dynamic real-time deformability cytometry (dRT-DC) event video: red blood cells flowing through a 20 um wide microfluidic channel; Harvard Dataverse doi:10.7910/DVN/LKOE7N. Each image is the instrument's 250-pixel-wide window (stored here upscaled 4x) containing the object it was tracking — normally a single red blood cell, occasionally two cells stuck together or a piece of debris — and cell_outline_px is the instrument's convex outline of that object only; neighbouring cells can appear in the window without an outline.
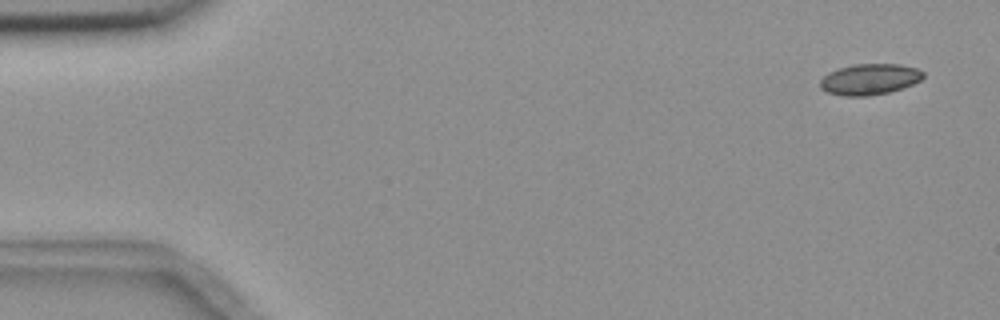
{"species": "common noctule bat (a hibernating species)", "species_latin": "Nyctalus noctula", "temperature_condition": "room temperature", "stored_images_in_passage": 6, "camera_frame_rate_fps": 3000, "um_per_image_px": 0.085, "animal": {"sex": "female", "body_mass_g": 18.4}, "frame": {"image": 1, "passage_image": 1, "time_ms": 0.0, "image_size_px": [1000, 320], "cell_outline_px": [[924, 76], [920, 80], [912, 84], [888, 92], [868, 96], [844, 96], [828, 92], [820, 88], [820, 80], [828, 72], [840, 68], [856, 64], [900, 64], [916, 68], [924, 72]], "centroid_in_image_um": [73.91, 6.73], "position_along_channel_um": 11.1, "area_um2": 18.44}}
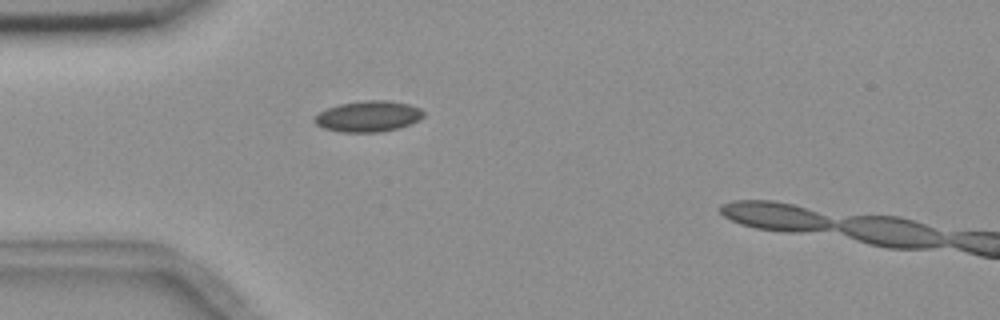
{"frame": {"image": 2, "passage_image": 5, "time_ms": 4.333, "image_size_px": [1000, 320], "cell_outline_px": [[424, 116], [420, 120], [412, 124], [400, 128], [380, 132], [340, 132], [324, 128], [316, 124], [312, 120], [320, 112], [328, 108], [340, 104], [364, 100], [388, 100], [408, 104], [420, 108], [424, 112]], "centroid_in_image_um": [31.34, 9.89], "position_along_channel_um": 53.7, "area_um2": 19.77}}